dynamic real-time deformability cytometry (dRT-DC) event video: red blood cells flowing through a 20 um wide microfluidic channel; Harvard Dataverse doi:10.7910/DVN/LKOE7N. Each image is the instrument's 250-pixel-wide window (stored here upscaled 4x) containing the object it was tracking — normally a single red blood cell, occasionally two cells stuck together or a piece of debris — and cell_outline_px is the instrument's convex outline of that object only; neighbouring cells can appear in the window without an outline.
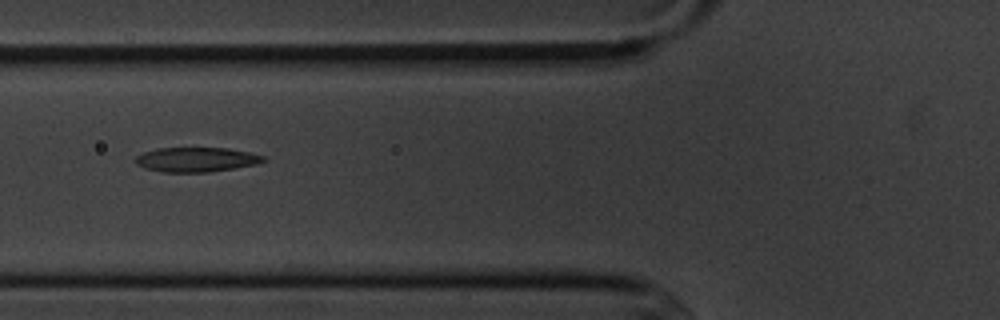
{"species": "common noctule bat (a hibernating species)", "species_latin": "Nyctalus noctula", "temperature_condition": "cold", "stored_images_in_passage": 6, "camera_frame_rate_fps": 3000, "um_per_image_px": 0.085, "animal": {"sex": "male", "body_mass_g": 20.1, "forearm_length_mm": 53.5}, "frame": {"image": 1, "passage_image": 6, "time_ms": 6.0, "image_size_px": [1000, 320], "cell_outline_px": [[268, 160], [256, 164], [208, 172], [160, 172], [144, 168], [136, 164], [136, 156], [144, 152], [156, 148], [228, 148], [248, 152], [264, 156]], "centroid_in_image_um": [16.67, 13.56], "position_along_channel_um": 109.1, "area_um2": 18.26}}